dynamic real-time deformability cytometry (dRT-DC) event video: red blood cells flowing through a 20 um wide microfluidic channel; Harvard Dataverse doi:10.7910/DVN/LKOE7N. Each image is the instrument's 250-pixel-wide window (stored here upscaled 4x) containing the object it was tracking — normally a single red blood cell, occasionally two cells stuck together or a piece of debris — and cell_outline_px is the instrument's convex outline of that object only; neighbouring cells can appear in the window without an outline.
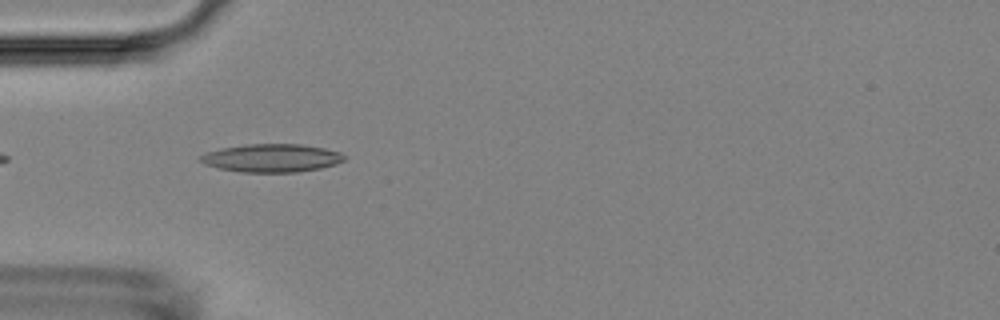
{"species": "Egyptian fruit bat (a non-hibernating species)", "species_latin": "Rousettus aegyptiacus", "temperature_condition": "room temperature", "stored_images_in_passage": 14, "camera_frame_rate_fps": 3000, "um_per_image_px": 0.085, "animal": {"sex": "female"}, "frame": {"image": 1, "passage_image": 1, "time_ms": 0.0, "image_size_px": [1000, 320], "cell_outline_px": [[344, 160], [336, 164], [320, 168], [296, 172], [240, 172], [216, 168], [204, 164], [200, 160], [200, 156], [204, 152], [220, 148], [244, 144], [300, 144], [324, 148], [340, 152], [344, 156]], "centroid_in_image_um": [23.04, 13.43], "position_along_channel_um": 62.0, "area_um2": 23.7}}
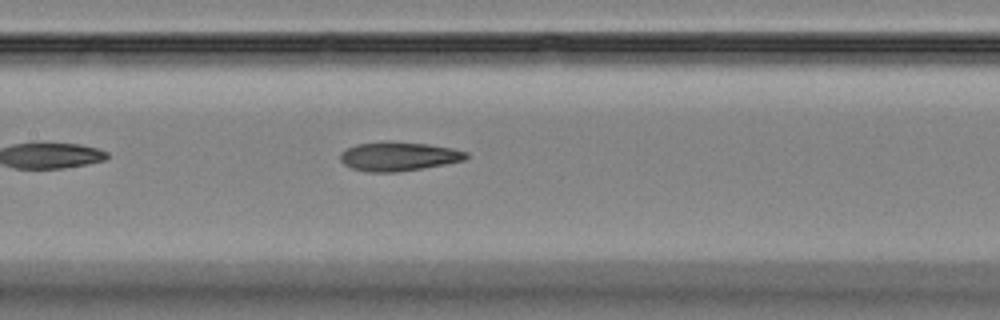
{"frame": {"image": 2, "passage_image": 10, "time_ms": 3.0, "image_size_px": [1000, 320], "cell_outline_px": [[468, 156], [464, 160], [424, 168], [396, 172], [368, 172], [352, 168], [344, 164], [340, 160], [340, 152], [356, 144], [388, 140], [428, 144], [452, 148], [468, 152]], "centroid_in_image_um": [33.86, 13.28], "position_along_channel_um": 173.5, "area_um2": 21.44}}